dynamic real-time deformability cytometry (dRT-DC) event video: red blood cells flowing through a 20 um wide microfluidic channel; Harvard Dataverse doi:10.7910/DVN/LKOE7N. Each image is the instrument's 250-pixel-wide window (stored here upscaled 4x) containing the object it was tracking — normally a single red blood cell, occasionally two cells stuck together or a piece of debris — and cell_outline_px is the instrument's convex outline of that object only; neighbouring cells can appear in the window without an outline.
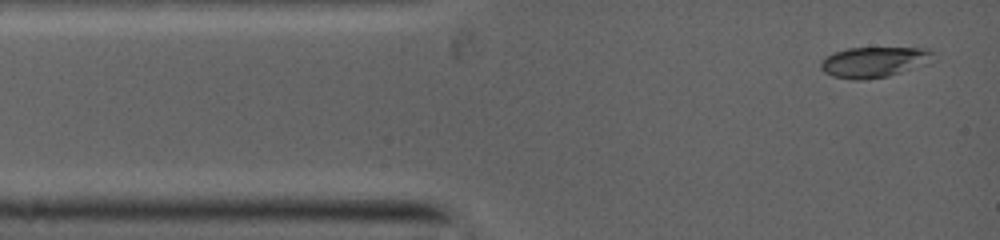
{"species": "common noctule bat (a hibernating species)", "species_latin": "Nyctalus noctula", "temperature_condition": "warm", "stored_images_in_passage": 47, "camera_frame_rate_fps": 5000, "um_per_image_px": 0.085, "animal": {"sex": "female", "body_mass_g": 19.0, "forearm_length_mm": 53.3}, "frame": {"image": 1, "passage_image": 1, "time_ms": 0.0, "image_size_px": [1000, 240], "cell_outline_px": [[932, 52], [924, 64], [888, 76], [864, 80], [852, 80], [832, 76], [824, 72], [820, 68], [820, 64], [828, 56], [836, 52], [848, 48], [920, 48]], "centroid_in_image_um": [74.18, 5.29], "position_along_channel_um": 10.8, "area_um2": 19.36}}
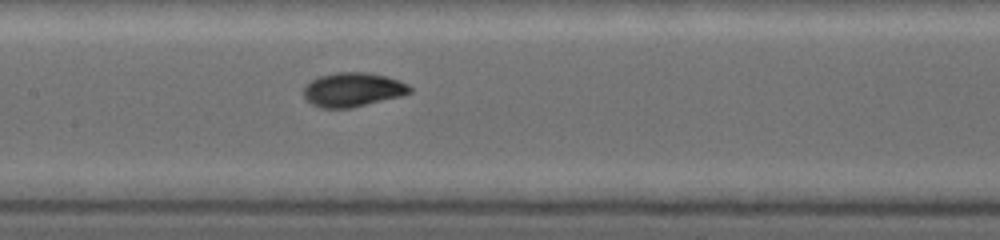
{"frame": {"image": 2, "passage_image": 21, "time_ms": 4.8, "image_size_px": [1000, 240], "cell_outline_px": [[412, 92], [348, 108], [324, 108], [312, 104], [304, 96], [304, 88], [312, 80], [320, 76], [336, 72], [364, 72], [384, 76], [396, 80], [412, 88]], "centroid_in_image_um": [29.93, 7.61], "position_along_channel_um": 177.5, "area_um2": 20.29}}
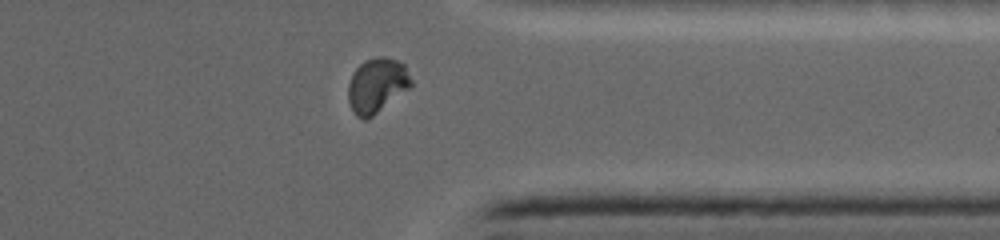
{"frame": {"image": 3, "passage_image": 40, "time_ms": 9.4, "image_size_px": [1000, 240], "cell_outline_px": [[412, 84], [408, 88], [372, 116], [356, 116], [348, 100], [348, 84], [356, 68], [364, 60], [376, 56], [380, 56], [396, 60], [404, 64], [412, 80]], "centroid_in_image_um": [32.03, 7.2], "position_along_channel_um": 379.4, "area_um2": 19.48}}